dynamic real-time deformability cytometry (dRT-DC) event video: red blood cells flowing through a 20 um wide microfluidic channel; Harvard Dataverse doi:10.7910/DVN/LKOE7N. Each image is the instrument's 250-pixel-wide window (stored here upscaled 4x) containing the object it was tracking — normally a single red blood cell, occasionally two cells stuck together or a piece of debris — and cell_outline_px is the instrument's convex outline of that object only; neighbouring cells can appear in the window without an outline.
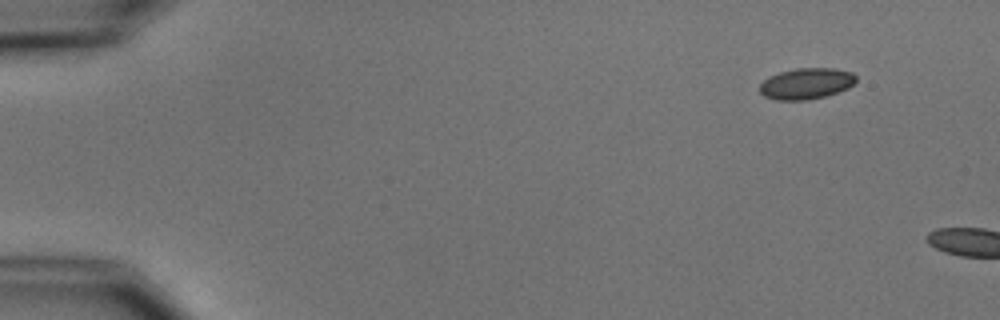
{"species": "common noctule bat (a hibernating species)", "species_latin": "Nyctalus noctula", "temperature_condition": "cold", "stored_images_in_passage": 2, "camera_frame_rate_fps": 3000, "um_per_image_px": 0.085, "animal": {"sex": "male", "body_mass_g": 15.6}, "frame": {"image": 1, "passage_image": 1, "time_ms": 0.0, "image_size_px": [1000, 320], "cell_outline_px": [[856, 80], [848, 88], [824, 96], [808, 100], [776, 100], [764, 96], [760, 92], [760, 84], [764, 80], [780, 72], [796, 68], [836, 68], [852, 72], [856, 76]], "centroid_in_image_um": [68.54, 7.1], "position_along_channel_um": 16.5, "area_um2": 17.34}}